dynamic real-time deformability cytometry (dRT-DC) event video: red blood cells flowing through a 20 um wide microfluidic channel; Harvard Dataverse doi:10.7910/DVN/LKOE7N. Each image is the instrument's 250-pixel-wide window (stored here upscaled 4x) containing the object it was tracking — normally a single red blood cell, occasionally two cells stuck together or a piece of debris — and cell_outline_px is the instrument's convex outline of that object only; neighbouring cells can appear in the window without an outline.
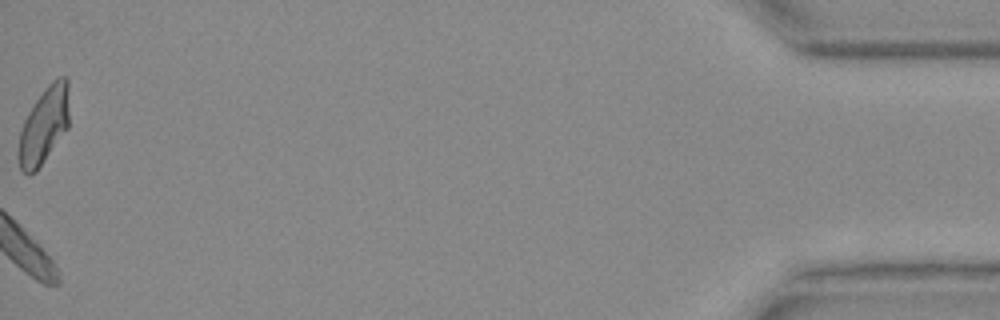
{"species": "Egyptian fruit bat (a non-hibernating species)", "species_latin": "Rousettus aegyptiacus", "temperature_condition": "warm", "stored_images_in_passage": 30, "camera_frame_rate_fps": 3000, "um_per_image_px": 0.085, "animal": {"sex": "female"}, "frame": {"image": 1, "passage_image": 30, "time_ms": 9.667, "image_size_px": [1000, 320], "cell_outline_px": [[68, 128], [36, 172], [28, 176], [20, 168], [16, 156], [16, 148], [20, 132], [24, 120], [28, 112], [44, 88], [52, 80], [60, 76], [64, 76], [68, 80]], "centroid_in_image_um": [3.7, 10.7], "position_along_channel_um": 431.5, "area_um2": 22.95}}